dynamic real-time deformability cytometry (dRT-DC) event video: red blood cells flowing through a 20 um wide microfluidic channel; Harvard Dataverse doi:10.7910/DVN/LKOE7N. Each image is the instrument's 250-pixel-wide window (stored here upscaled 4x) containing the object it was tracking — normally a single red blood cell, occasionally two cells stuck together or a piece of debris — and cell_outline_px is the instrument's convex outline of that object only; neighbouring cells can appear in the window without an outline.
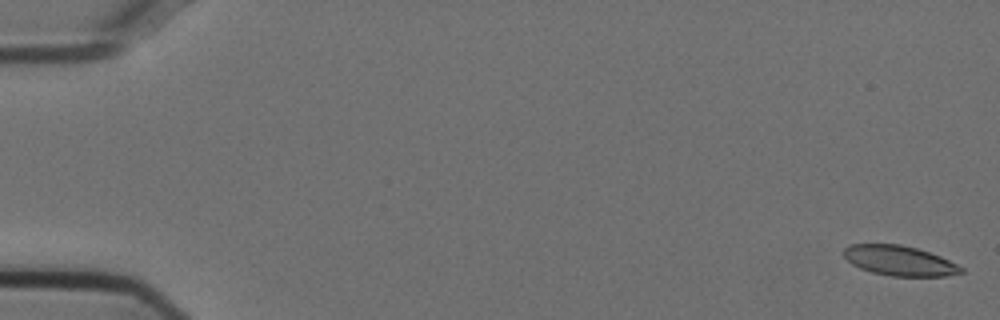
{"species": "Egyptian fruit bat (a non-hibernating species)", "species_latin": "Rousettus aegyptiacus", "temperature_condition": "cold", "stored_images_in_passage": 55, "segment_of_instrument_passage": [1, 2], "camera_frame_rate_fps": 3000, "um_per_image_px": 0.085, "animal": {"sex": "female"}, "frame": {"image": 1, "passage_image": 1, "time_ms": 0.0, "image_size_px": [1000, 320], "cell_outline_px": [[964, 272], [944, 276], [892, 276], [872, 272], [860, 268], [852, 264], [844, 256], [844, 248], [848, 244], [900, 244], [916, 248], [940, 256], [964, 268]], "centroid_in_image_um": [76.44, 22.15], "position_along_channel_um": 8.6, "area_um2": 20.35}}
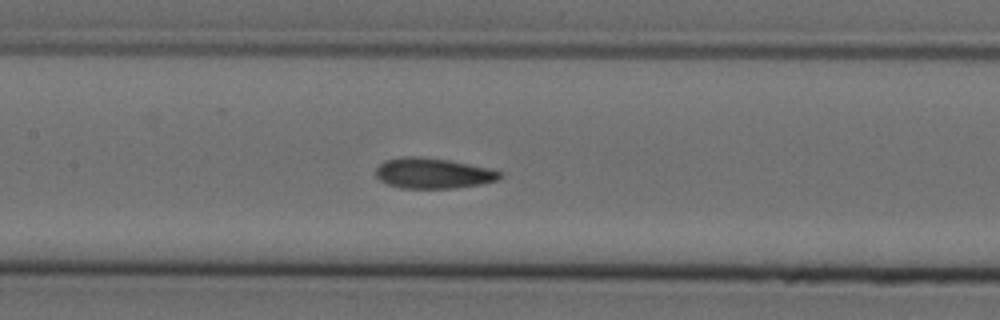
{"frame": {"image": 2, "passage_image": 26, "time_ms": 8.333, "image_size_px": [1000, 320], "cell_outline_px": [[504, 176], [496, 180], [480, 184], [456, 188], [400, 188], [388, 184], [380, 180], [376, 176], [376, 168], [384, 160], [404, 156], [420, 156], [448, 160], [488, 168], [504, 172]], "centroid_in_image_um": [36.8, 14.72], "position_along_channel_um": 170.6, "area_um2": 22.08}}
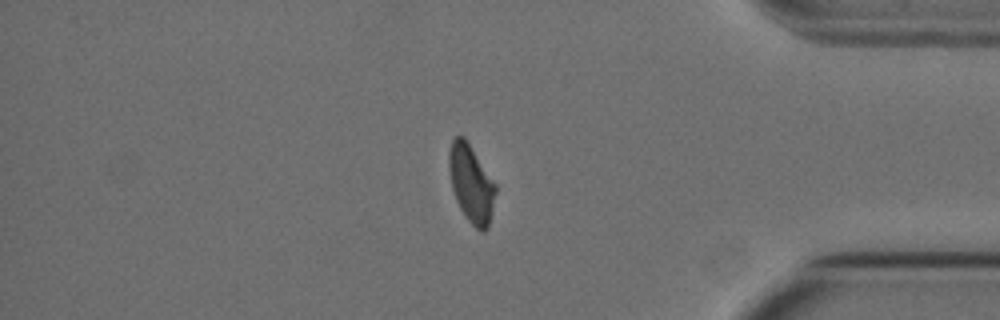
{"frame": {"image": 3, "passage_image": 46, "time_ms": 15.0, "image_size_px": [1000, 320], "cell_outline_px": [[496, 192], [488, 228], [484, 232], [480, 232], [468, 220], [460, 208], [456, 200], [452, 188], [448, 168], [448, 156], [452, 140], [456, 136], [464, 136], [496, 184]], "centroid_in_image_um": [40.05, 15.61], "position_along_channel_um": 395.2, "area_um2": 20.98}}